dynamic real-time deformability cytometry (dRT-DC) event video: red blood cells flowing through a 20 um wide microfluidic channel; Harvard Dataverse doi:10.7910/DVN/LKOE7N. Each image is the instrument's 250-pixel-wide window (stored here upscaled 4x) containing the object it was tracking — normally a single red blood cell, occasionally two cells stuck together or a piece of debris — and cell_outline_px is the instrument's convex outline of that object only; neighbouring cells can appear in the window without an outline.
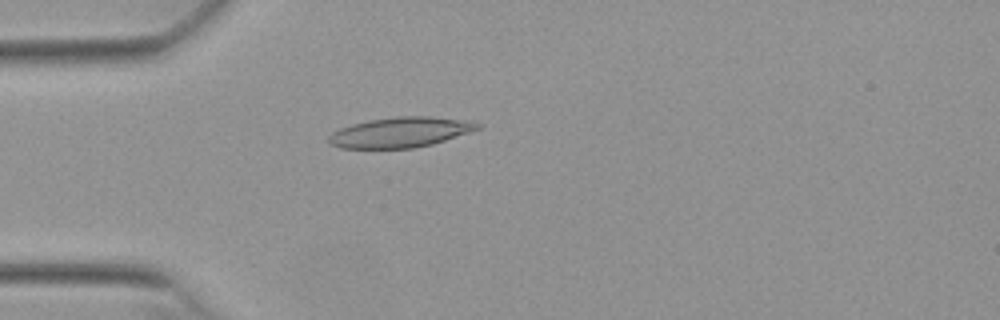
{"species": "Egyptian fruit bat (a non-hibernating species)", "species_latin": "Rousettus aegyptiacus", "temperature_condition": "warm", "stored_images_in_passage": 53, "camera_frame_rate_fps": 3000, "um_per_image_px": 0.085, "animal": {"sex": "female"}, "frame": {"image": 1, "passage_image": 15, "time_ms": 4.667, "image_size_px": [1000, 320], "cell_outline_px": [[480, 128], [432, 144], [412, 148], [340, 148], [328, 144], [328, 136], [332, 132], [340, 128], [352, 124], [368, 120], [396, 116], [432, 116], [476, 120], [480, 124]], "centroid_in_image_um": [34.03, 11.23], "position_along_channel_um": 51.0, "area_um2": 26.41}}
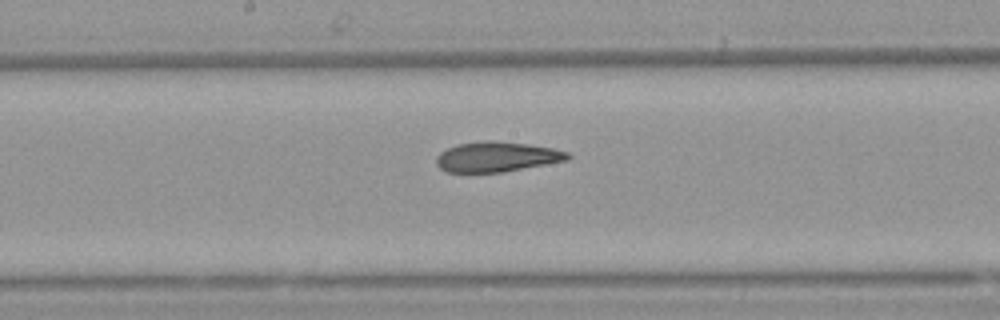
{"frame": {"image": 2, "passage_image": 28, "time_ms": 9.0, "image_size_px": [1000, 320], "cell_outline_px": [[572, 156], [568, 160], [504, 172], [444, 172], [436, 164], [436, 156], [440, 152], [456, 144], [484, 140], [492, 140], [528, 144], [552, 148], [568, 152]], "centroid_in_image_um": [42.21, 13.32], "position_along_channel_um": 206.0, "area_um2": 23.18}}
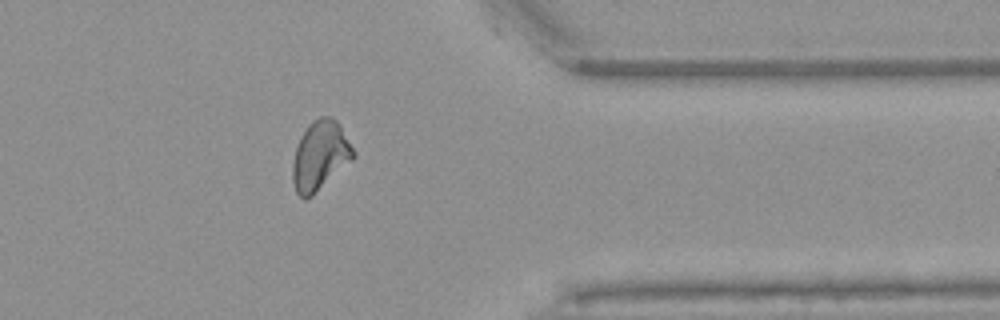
{"frame": {"image": 3, "passage_image": 43, "time_ms": 14.0, "image_size_px": [1000, 320], "cell_outline_px": [[356, 156], [352, 160], [312, 196], [304, 200], [296, 192], [292, 180], [292, 164], [296, 148], [300, 136], [308, 124], [312, 120], [320, 116], [328, 116], [336, 120], [356, 152]], "centroid_in_image_um": [27.19, 13.23], "position_along_channel_um": 384.2, "area_um2": 24.51}, "authors_computed_cell_mechanics": {"area_um2": 23.8136, "velocity_mm_per_s": 3.8373, "shape_relaxation_time_tau1_ms": null, "shape_relaxation_time_tau2_ms": 2.5935, "deformation_change_tau1": null, "deformation_change_tau2": 0.0937}}